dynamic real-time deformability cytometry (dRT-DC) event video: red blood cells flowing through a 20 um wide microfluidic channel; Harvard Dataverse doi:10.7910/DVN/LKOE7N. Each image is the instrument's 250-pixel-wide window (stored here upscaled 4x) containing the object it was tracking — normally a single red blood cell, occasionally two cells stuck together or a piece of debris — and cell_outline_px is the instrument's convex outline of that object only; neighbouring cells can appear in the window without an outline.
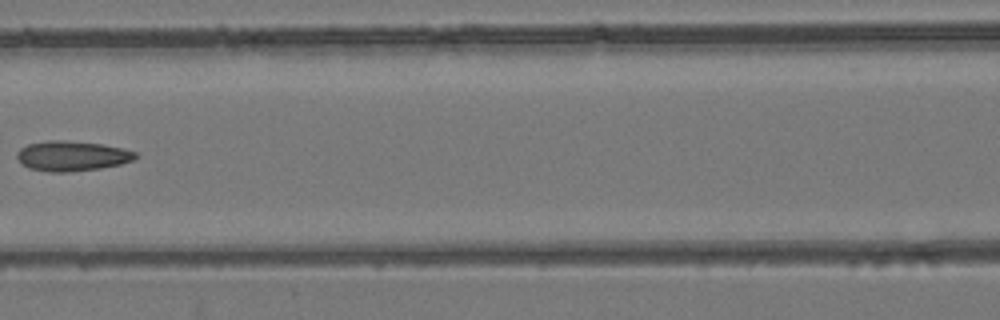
{"species": "common noctule bat (a hibernating species)", "species_latin": "Nyctalus noctula", "temperature_condition": "room temperature", "stored_images_in_passage": 7, "camera_frame_rate_fps": 3000, "um_per_image_px": 0.085, "animal": {"sex": "female", "body_mass_g": 24.6, "forearm_length_mm": 56.2}, "frame": {"image": 1, "passage_image": 6, "time_ms": 6.667, "image_size_px": [1000, 320], "cell_outline_px": [[140, 156], [132, 160], [120, 164], [100, 168], [68, 172], [48, 172], [28, 168], [16, 156], [16, 152], [20, 148], [28, 144], [48, 140], [64, 140], [100, 144], [124, 148], [136, 152]], "centroid_in_image_um": [6.12, 13.25], "position_along_channel_um": 160.5, "area_um2": 20.75}}
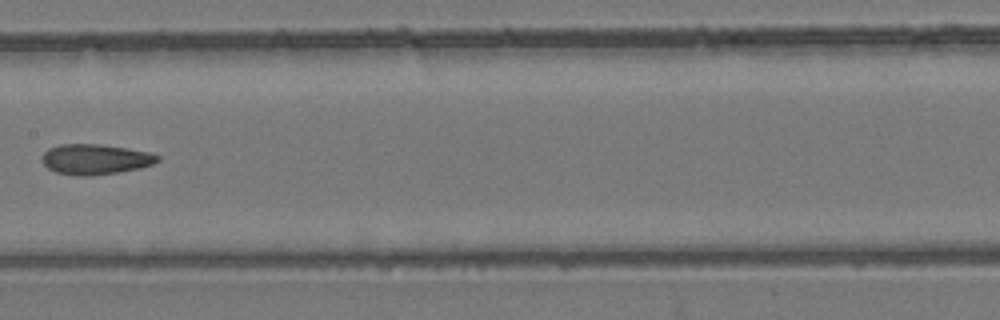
{"frame": {"image": 2, "passage_image": 7, "time_ms": 7.667, "image_size_px": [1000, 320], "cell_outline_px": [[160, 160], [152, 164], [140, 168], [120, 172], [88, 176], [76, 176], [56, 172], [48, 168], [44, 164], [44, 152], [48, 148], [60, 144], [96, 144], [128, 148], [152, 152], [160, 156]], "centroid_in_image_um": [8.14, 13.54], "position_along_channel_um": 199.3, "area_um2": 20.46}}